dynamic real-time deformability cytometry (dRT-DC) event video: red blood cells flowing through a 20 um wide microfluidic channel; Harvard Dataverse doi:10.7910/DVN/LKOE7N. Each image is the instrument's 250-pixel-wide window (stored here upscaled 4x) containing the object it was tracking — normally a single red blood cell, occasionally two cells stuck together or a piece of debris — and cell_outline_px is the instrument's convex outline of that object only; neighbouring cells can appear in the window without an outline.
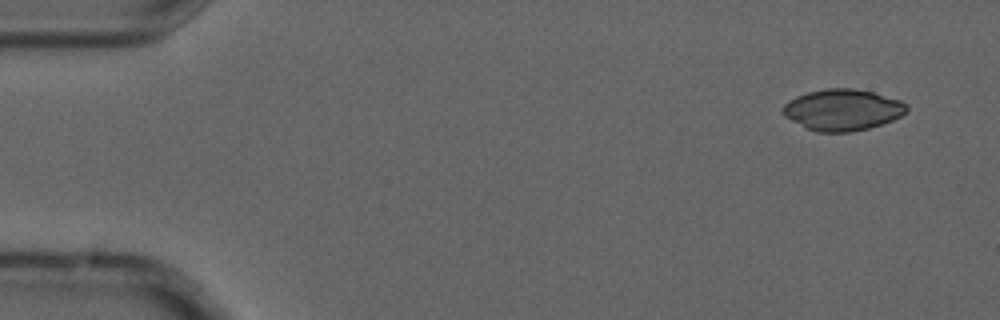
{"species": "common noctule bat (a hibernating species)", "species_latin": "Nyctalus noctula", "temperature_condition": "cold", "stored_images_in_passage": 10, "camera_frame_rate_fps": 3000, "um_per_image_px": 0.085, "animal": {"sex": "male", "forearm_length_mm": 52.5}, "frame": {"image": 1, "passage_image": 1, "time_ms": 0.0, "image_size_px": [1000, 320], "cell_outline_px": [[908, 108], [900, 116], [892, 120], [868, 128], [852, 132], [816, 132], [784, 116], [780, 112], [784, 104], [788, 100], [796, 96], [808, 92], [824, 88], [852, 88], [872, 92], [900, 100], [908, 104]], "centroid_in_image_um": [71.59, 9.33], "position_along_channel_um": 13.4, "area_um2": 29.71}}